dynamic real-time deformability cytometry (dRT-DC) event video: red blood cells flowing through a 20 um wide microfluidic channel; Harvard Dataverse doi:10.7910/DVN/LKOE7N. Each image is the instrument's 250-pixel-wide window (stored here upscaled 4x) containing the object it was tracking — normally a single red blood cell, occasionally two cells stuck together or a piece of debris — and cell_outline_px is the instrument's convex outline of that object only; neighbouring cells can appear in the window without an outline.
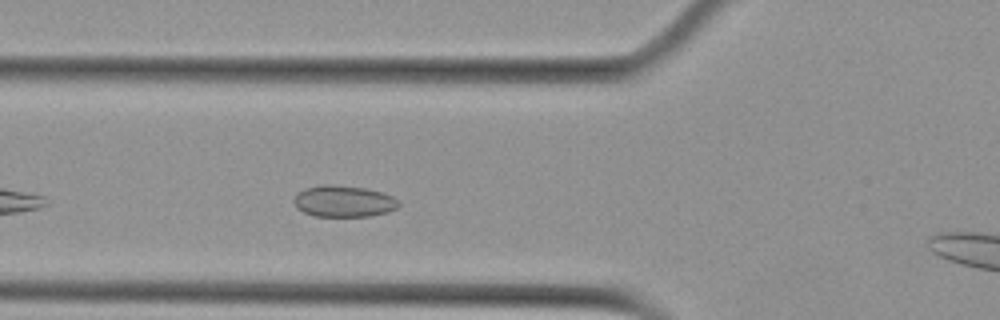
{"species": "Egyptian fruit bat (a non-hibernating species)", "species_latin": "Rousettus aegyptiacus", "temperature_condition": "cold", "stored_images_in_passage": 4, "camera_frame_rate_fps": 3000, "um_per_image_px": 0.085, "animal": {"sex": "female"}, "frame": {"image": 1, "passage_image": 3, "time_ms": 2.333, "image_size_px": [1000, 320], "cell_outline_px": [[400, 204], [396, 208], [388, 212], [372, 216], [312, 216], [296, 208], [292, 200], [296, 192], [304, 188], [320, 184], [332, 184], [364, 188], [380, 192], [392, 196], [400, 200]], "centroid_in_image_um": [29.17, 17.1], "position_along_channel_um": 96.6, "area_um2": 19.54}}